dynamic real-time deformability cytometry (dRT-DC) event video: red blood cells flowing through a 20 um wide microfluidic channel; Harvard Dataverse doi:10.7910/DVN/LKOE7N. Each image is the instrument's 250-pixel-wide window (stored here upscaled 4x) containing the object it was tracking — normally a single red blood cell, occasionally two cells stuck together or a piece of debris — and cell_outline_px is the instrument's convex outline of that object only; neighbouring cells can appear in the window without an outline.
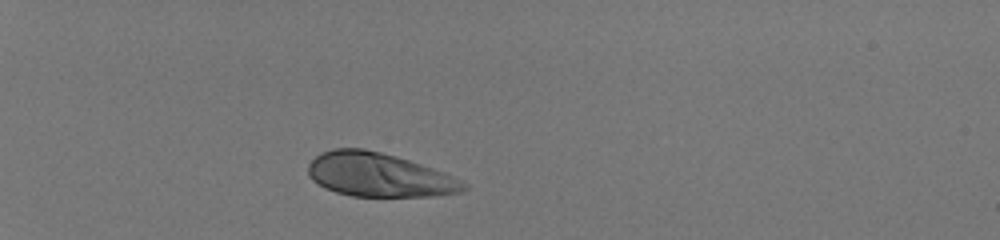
{"species": "human", "species_latin": "Homo sapiens", "temperature_condition": "room temperature", "stored_images_in_passage": 33, "camera_frame_rate_fps": 3000, "um_per_image_px": 0.085, "donor": {"sex": "male"}, "frame": {"image": 1, "passage_image": 1, "time_ms": 0.0, "image_size_px": [1000, 240], "cell_outline_px": [[468, 188], [464, 192], [432, 196], [352, 196], [336, 192], [324, 188], [312, 180], [308, 176], [308, 164], [320, 152], [332, 148], [364, 148], [396, 156], [444, 172], [468, 184]], "centroid_in_image_um": [32.2, 14.86], "position_along_channel_um": 52.8, "area_um2": 39.82}}
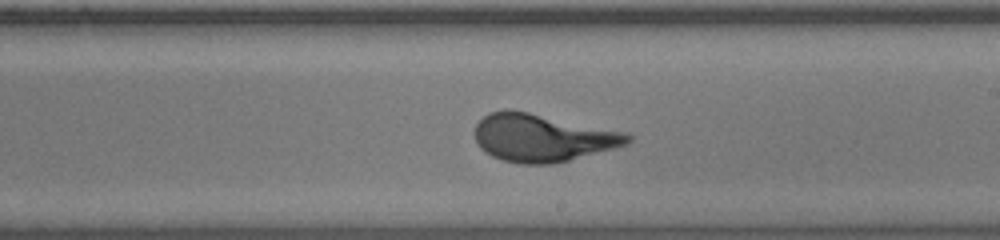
{"frame": {"image": 2, "passage_image": 19, "time_ms": 6.0, "image_size_px": [1000, 240], "cell_outline_px": [[632, 140], [628, 144], [568, 160], [552, 164], [520, 164], [504, 160], [492, 156], [480, 148], [476, 140], [476, 124], [488, 112], [504, 108], [512, 108], [628, 132], [632, 136]], "centroid_in_image_um": [46.11, 11.68], "position_along_channel_um": 242.9, "area_um2": 42.77}}
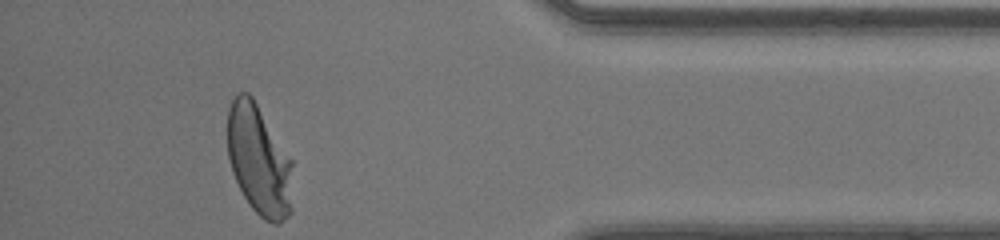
{"frame": {"image": 3, "passage_image": 33, "time_ms": 10.667, "image_size_px": [1000, 240], "cell_outline_px": [[292, 212], [280, 224], [272, 224], [264, 220], [248, 204], [232, 172], [228, 156], [228, 108], [236, 92], [248, 92], [252, 96], [292, 160]], "centroid_in_image_um": [22.02, 13.64], "position_along_channel_um": 413.2, "area_um2": 42.19}}